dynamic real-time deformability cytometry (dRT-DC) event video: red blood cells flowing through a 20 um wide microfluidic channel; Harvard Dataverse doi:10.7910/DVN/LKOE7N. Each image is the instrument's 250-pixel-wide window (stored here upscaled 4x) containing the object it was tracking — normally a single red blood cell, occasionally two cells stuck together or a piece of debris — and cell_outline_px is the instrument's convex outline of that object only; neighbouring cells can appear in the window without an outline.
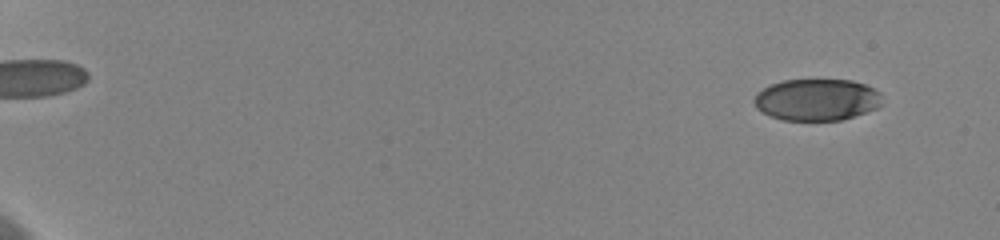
{"species": "human", "species_latin": "Homo sapiens", "temperature_condition": "cold", "stored_images_in_passage": 59, "camera_frame_rate_fps": 3000, "um_per_image_px": 0.085, "donor": {"sex": "female"}, "frame": {"image": 1, "passage_image": 5, "time_ms": 1.333, "image_size_px": [1000, 240], "cell_outline_px": [[884, 104], [876, 108], [840, 120], [784, 120], [768, 116], [756, 108], [752, 100], [756, 92], [772, 84], [784, 80], [852, 80], [864, 84], [880, 92]], "centroid_in_image_um": [69.4, 8.47], "position_along_channel_um": 15.6, "area_um2": 31.21}}
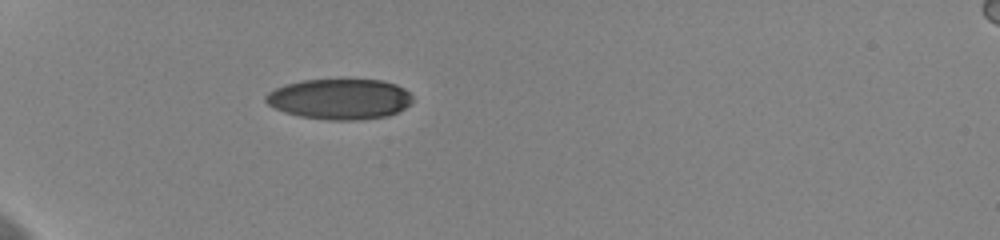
{"frame": {"image": 2, "passage_image": 21, "time_ms": 6.667, "image_size_px": [1000, 240], "cell_outline_px": [[412, 100], [404, 108], [388, 116], [360, 120], [328, 120], [300, 116], [284, 112], [268, 104], [264, 100], [264, 96], [268, 92], [284, 84], [300, 80], [380, 80], [396, 84], [404, 88], [412, 96]], "centroid_in_image_um": [28.85, 8.42], "position_along_channel_um": 56.2, "area_um2": 34.68}}
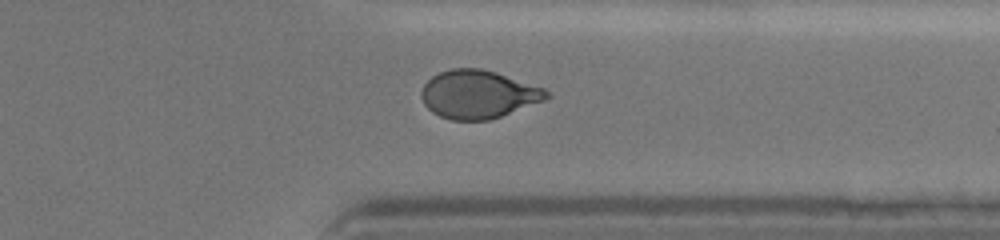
{"frame": {"image": 3, "passage_image": 49, "time_ms": 16.0, "image_size_px": [1000, 240], "cell_outline_px": [[552, 96], [544, 100], [500, 116], [488, 120], [452, 120], [440, 116], [432, 112], [424, 104], [420, 92], [424, 84], [432, 76], [440, 72], [452, 68], [480, 68], [496, 72], [544, 88]], "centroid_in_image_um": [40.63, 8.01], "position_along_channel_um": 370.8, "area_um2": 34.91}, "authors_computed_cell_mechanics": {"area_um2": 34.7956, "velocity_mm_per_s": 3.6418, "shape_relaxation_time_tau1_ms": 4.7818, "shape_relaxation_time_tau2_ms": 1.6604, "deformation_change_tau1": 0.1474, "deformation_change_tau2": 0.0632}}